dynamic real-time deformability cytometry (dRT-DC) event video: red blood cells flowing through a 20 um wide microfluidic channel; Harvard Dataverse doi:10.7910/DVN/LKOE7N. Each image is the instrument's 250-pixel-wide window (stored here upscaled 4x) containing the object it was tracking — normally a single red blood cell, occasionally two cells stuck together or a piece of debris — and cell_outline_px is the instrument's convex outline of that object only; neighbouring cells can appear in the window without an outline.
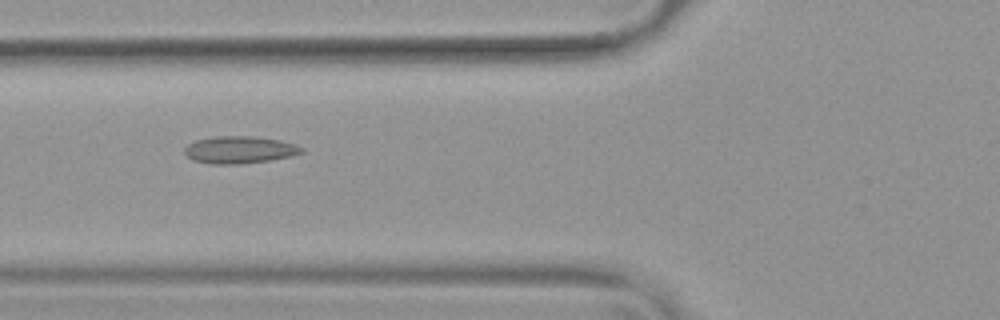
{"species": "common noctule bat (a hibernating species)", "species_latin": "Nyctalus noctula", "temperature_condition": "warm", "stored_images_in_passage": 54, "camera_frame_rate_fps": 3000, "um_per_image_px": 0.085, "animal": {"sex": "female", "body_mass_g": 19.9}, "frame": {"image": 1, "passage_image": 21, "time_ms": 6.667, "image_size_px": [1000, 320], "cell_outline_px": [[304, 152], [288, 156], [268, 160], [244, 164], [208, 164], [192, 160], [184, 152], [184, 148], [188, 144], [196, 140], [216, 136], [252, 136], [280, 140], [296, 144], [304, 148]], "centroid_in_image_um": [20.34, 12.73], "position_along_channel_um": 105.5, "area_um2": 18.61}}
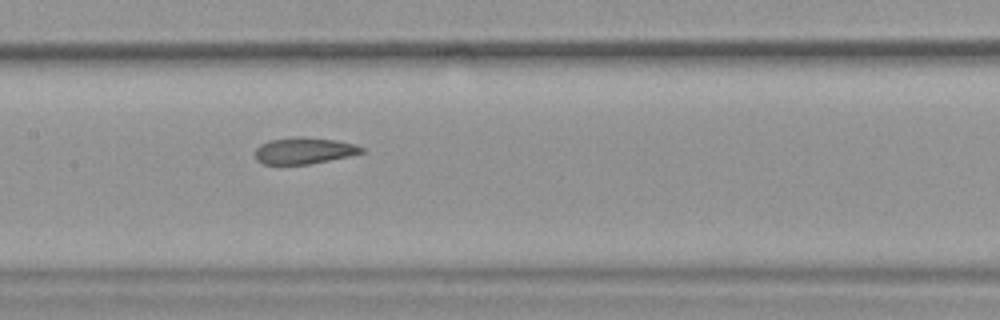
{"frame": {"image": 2, "passage_image": 27, "time_ms": 8.667, "image_size_px": [1000, 320], "cell_outline_px": [[368, 152], [312, 164], [264, 164], [256, 160], [256, 148], [260, 144], [268, 140], [292, 136], [300, 136], [336, 140], [356, 144], [364, 148]], "centroid_in_image_um": [25.88, 12.8], "position_along_channel_um": 181.5, "area_um2": 16.76}}
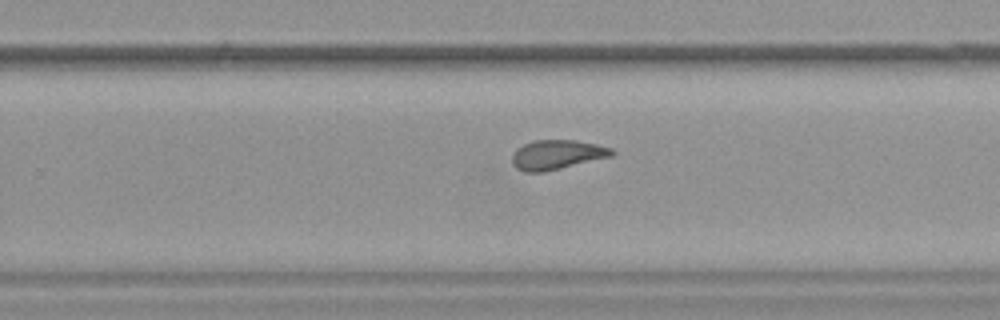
{"frame": {"image": 3, "passage_image": 35, "time_ms": 11.333, "image_size_px": [1000, 320], "cell_outline_px": [[616, 152], [612, 156], [544, 172], [524, 172], [516, 168], [512, 164], [512, 152], [516, 148], [532, 140], [576, 140], [596, 144], [612, 148]], "centroid_in_image_um": [47.31, 13.14], "position_along_channel_um": 282.5, "area_um2": 17.28}, "authors_computed_cell_mechanics": {"area_um2": 18.4093, "velocity_mm_per_s": 3.8048, "shape_relaxation_time_tau1_ms": null, "shape_relaxation_time_tau2_ms": 2.1181, "deformation_change_tau1": null, "deformation_change_tau2": 0.0948}}